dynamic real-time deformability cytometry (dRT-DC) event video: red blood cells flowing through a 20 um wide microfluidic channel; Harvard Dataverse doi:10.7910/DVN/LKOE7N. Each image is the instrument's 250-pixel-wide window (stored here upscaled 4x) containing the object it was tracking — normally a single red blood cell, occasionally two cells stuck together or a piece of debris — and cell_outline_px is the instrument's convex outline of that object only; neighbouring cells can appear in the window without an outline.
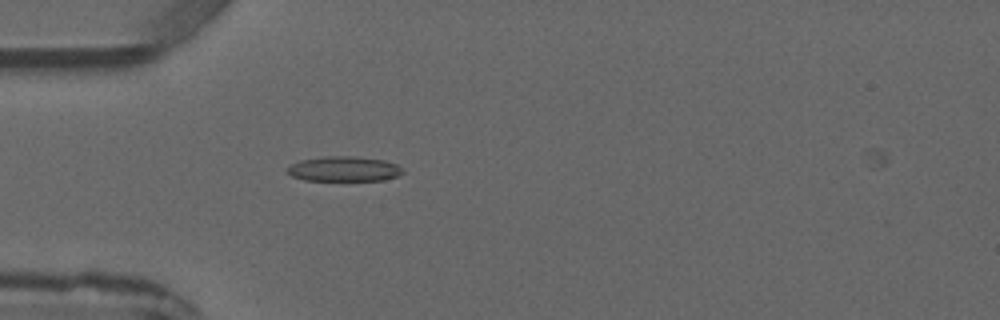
{"species": "common noctule bat (a hibernating species)", "species_latin": "Nyctalus noctula", "temperature_condition": "warm", "stored_images_in_passage": 2, "camera_frame_rate_fps": 3000, "um_per_image_px": 0.085, "animal": {"sex": "male", "forearm_length_mm": 52.5}, "frame": {"image": 1, "passage_image": 1, "time_ms": 0.0, "image_size_px": [1000, 320], "cell_outline_px": [[404, 172], [396, 176], [384, 180], [304, 180], [292, 176], [284, 172], [292, 164], [300, 160], [324, 156], [352, 156], [384, 160], [396, 164]], "centroid_in_image_um": [29.2, 14.35], "position_along_channel_um": 55.8, "area_um2": 16.7}}